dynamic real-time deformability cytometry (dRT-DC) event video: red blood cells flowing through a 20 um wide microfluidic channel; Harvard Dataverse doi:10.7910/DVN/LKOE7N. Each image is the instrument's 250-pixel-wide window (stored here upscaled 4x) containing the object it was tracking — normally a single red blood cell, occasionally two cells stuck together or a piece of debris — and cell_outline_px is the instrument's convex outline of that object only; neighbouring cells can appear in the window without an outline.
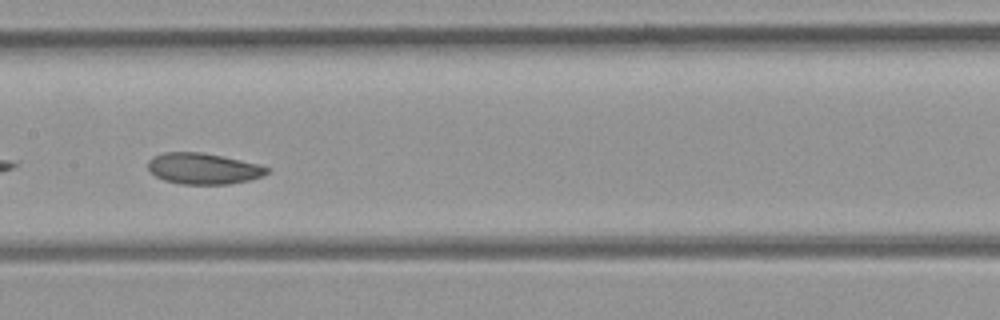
{"species": "common noctule bat (a hibernating species)", "species_latin": "Nyctalus noctula", "temperature_condition": "room temperature", "stored_images_in_passage": 33, "camera_frame_rate_fps": 3000, "um_per_image_px": 0.085, "animal": {"sex": "female", "body_mass_g": 21.9}, "frame": {"image": 1, "passage_image": 10, "time_ms": 3.0, "image_size_px": [1000, 320], "cell_outline_px": [[272, 172], [264, 176], [248, 180], [228, 184], [180, 184], [164, 180], [148, 172], [148, 160], [152, 156], [164, 152], [200, 152], [260, 164], [272, 168]], "centroid_in_image_um": [17.3, 14.33], "position_along_channel_um": 190.1, "area_um2": 21.79}}
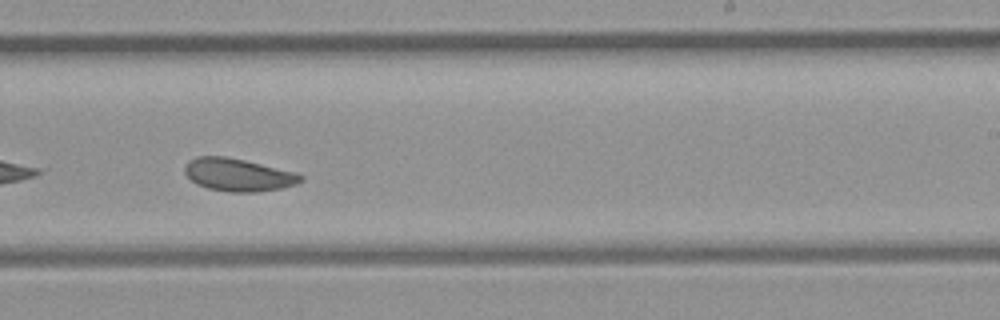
{"frame": {"image": 2, "passage_image": 15, "time_ms": 4.667, "image_size_px": [1000, 320], "cell_outline_px": [[304, 180], [296, 184], [280, 188], [256, 192], [228, 192], [208, 188], [196, 184], [184, 172], [184, 168], [188, 160], [196, 156], [224, 156], [244, 160], [296, 172], [304, 176]], "centroid_in_image_um": [20.24, 14.85], "position_along_channel_um": 268.8, "area_um2": 22.14}}